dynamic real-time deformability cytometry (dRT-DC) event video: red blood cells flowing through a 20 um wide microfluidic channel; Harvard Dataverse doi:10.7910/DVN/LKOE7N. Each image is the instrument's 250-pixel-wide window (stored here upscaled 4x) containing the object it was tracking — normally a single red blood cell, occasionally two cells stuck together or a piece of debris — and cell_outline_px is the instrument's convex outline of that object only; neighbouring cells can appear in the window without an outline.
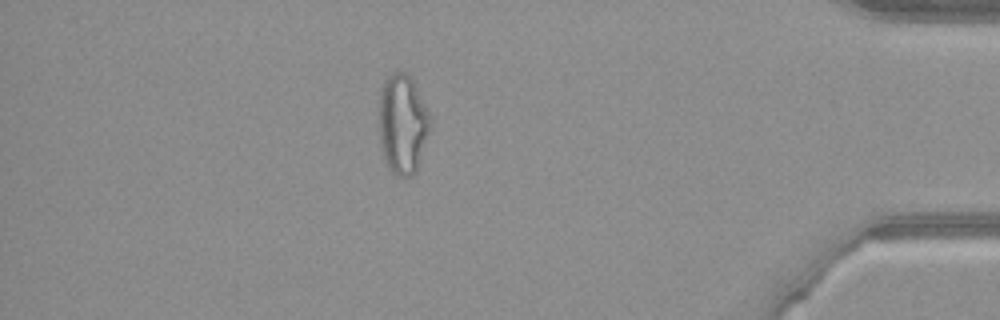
{"species": "common noctule bat (a hibernating species)", "species_latin": "Nyctalus noctula", "temperature_condition": "warm", "stored_images_in_passage": 52, "camera_frame_rate_fps": 3000, "um_per_image_px": 0.085, "animal": {"sex": "female", "body_mass_g": 21.9}, "frame": {"image": 1, "passage_image": 45, "time_ms": 14.667, "image_size_px": [1000, 320], "cell_outline_px": [[432, 124], [416, 172], [412, 176], [396, 176], [388, 168], [384, 160], [380, 144], [380, 88], [384, 80], [392, 72], [404, 72], [412, 80], [432, 116]], "centroid_in_image_um": [34.24, 10.56], "position_along_channel_um": 401.0, "area_um2": 29.94}}